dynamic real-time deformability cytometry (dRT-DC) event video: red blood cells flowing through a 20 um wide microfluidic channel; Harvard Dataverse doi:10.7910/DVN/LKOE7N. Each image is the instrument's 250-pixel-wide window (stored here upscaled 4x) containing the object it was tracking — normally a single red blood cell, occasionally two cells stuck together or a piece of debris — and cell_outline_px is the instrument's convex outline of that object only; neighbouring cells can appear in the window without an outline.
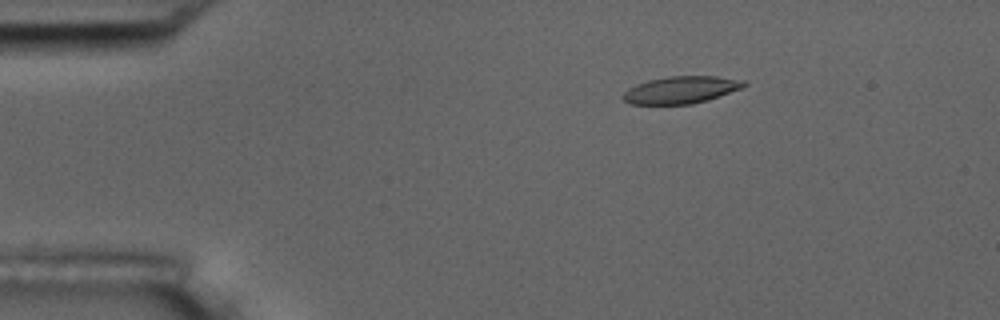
{"species": "common noctule bat (a hibernating species)", "species_latin": "Nyctalus noctula", "temperature_condition": "room temperature", "stored_images_in_passage": 4, "camera_frame_rate_fps": 3000, "um_per_image_px": 0.085, "animal": {"sex": "male", "body_mass_g": 17.5, "forearm_length_mm": 52.3}, "frame": {"image": 1, "passage_image": 2, "time_ms": 2.0, "image_size_px": [1000, 320], "cell_outline_px": [[748, 84], [740, 88], [708, 100], [692, 104], [632, 104], [624, 100], [620, 96], [628, 88], [636, 84], [648, 80], [668, 76], [716, 76], [744, 80]], "centroid_in_image_um": [57.86, 7.63], "position_along_channel_um": 27.1, "area_um2": 19.13}}